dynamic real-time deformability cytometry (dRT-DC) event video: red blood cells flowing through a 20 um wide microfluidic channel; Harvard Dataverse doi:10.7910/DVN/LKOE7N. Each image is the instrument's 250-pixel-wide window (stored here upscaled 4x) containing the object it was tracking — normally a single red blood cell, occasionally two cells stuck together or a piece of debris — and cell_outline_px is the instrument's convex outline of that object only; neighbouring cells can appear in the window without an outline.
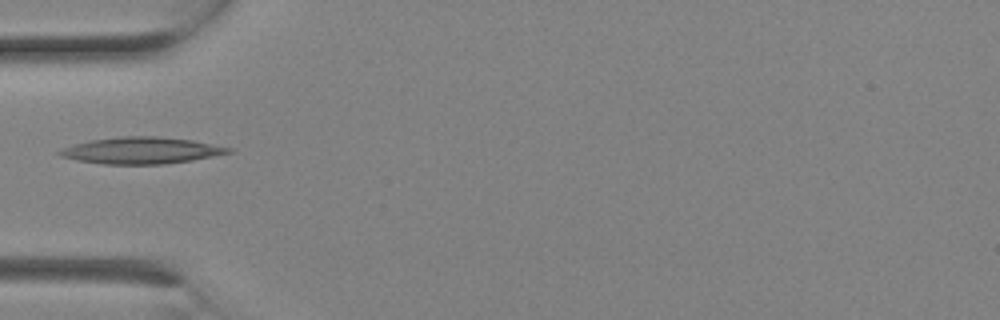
{"species": "Egyptian fruit bat (a non-hibernating species)", "species_latin": "Rousettus aegyptiacus", "temperature_condition": "room temperature", "stored_images_in_passage": 3, "camera_frame_rate_fps": 3000, "um_per_image_px": 0.085, "animal": {"sex": "female"}, "frame": {"image": 1, "passage_image": 3, "time_ms": 0.667, "image_size_px": [1000, 320], "cell_outline_px": [[236, 148], [232, 152], [192, 160], [164, 164], [104, 164], [76, 160], [60, 156], [56, 152], [60, 148], [88, 140], [120, 136], [156, 136], [192, 140]], "centroid_in_image_um": [12.0, 12.78], "position_along_channel_um": 73.0, "area_um2": 26.36}}